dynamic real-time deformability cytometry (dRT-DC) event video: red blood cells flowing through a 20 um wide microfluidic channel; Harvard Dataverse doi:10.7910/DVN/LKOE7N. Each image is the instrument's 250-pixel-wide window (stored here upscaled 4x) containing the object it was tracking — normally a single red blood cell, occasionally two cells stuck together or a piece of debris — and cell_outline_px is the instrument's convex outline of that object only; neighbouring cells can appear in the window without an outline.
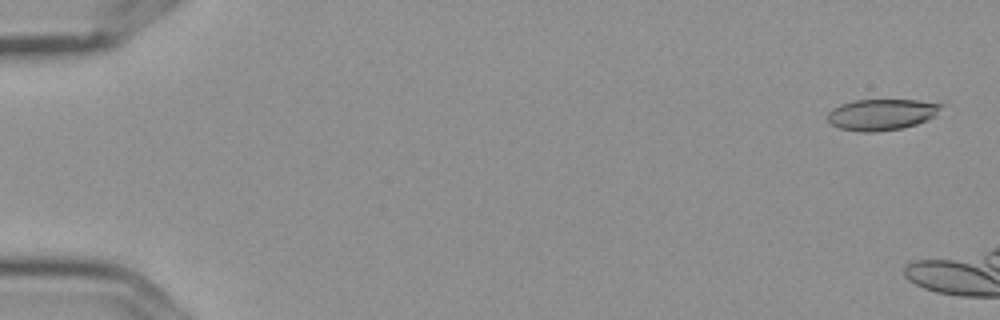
{"species": "Egyptian fruit bat (a non-hibernating species)", "species_latin": "Rousettus aegyptiacus", "temperature_condition": "cold", "stored_images_in_passage": 3, "camera_frame_rate_fps": 3000, "um_per_image_px": 0.085, "frame": {"image": 1, "passage_image": 1, "time_ms": 0.0, "image_size_px": [1000, 320], "cell_outline_px": [[944, 104], [936, 116], [928, 120], [916, 124], [900, 128], [876, 132], [860, 132], [840, 128], [832, 124], [828, 120], [828, 112], [832, 108], [840, 104], [852, 100], [916, 100]], "centroid_in_image_um": [74.94, 9.73], "position_along_channel_um": 10.1, "area_um2": 20.69}}